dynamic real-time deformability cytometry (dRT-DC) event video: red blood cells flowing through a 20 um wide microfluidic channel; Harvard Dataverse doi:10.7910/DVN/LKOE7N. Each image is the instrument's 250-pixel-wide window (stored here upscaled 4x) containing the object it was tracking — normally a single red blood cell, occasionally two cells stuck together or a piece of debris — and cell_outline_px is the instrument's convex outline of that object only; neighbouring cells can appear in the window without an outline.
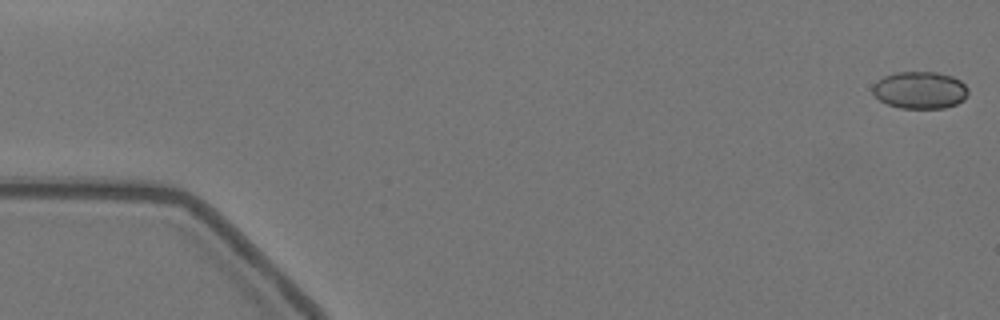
{"species": "Egyptian fruit bat (a non-hibernating species)", "species_latin": "Rousettus aegyptiacus", "temperature_condition": "warm", "stored_images_in_passage": 16, "camera_frame_rate_fps": 3000, "um_per_image_px": 0.085, "animal": {"sex": "female"}, "frame": {"image": 1, "passage_image": 1, "time_ms": 0.0, "image_size_px": [1000, 320], "cell_outline_px": [[968, 92], [964, 100], [956, 104], [944, 108], [900, 108], [888, 104], [880, 100], [872, 92], [872, 88], [876, 80], [884, 76], [896, 72], [936, 72], [952, 76], [960, 80], [968, 88]], "centroid_in_image_um": [78.19, 7.65], "position_along_channel_um": 6.8, "area_um2": 20.75}}
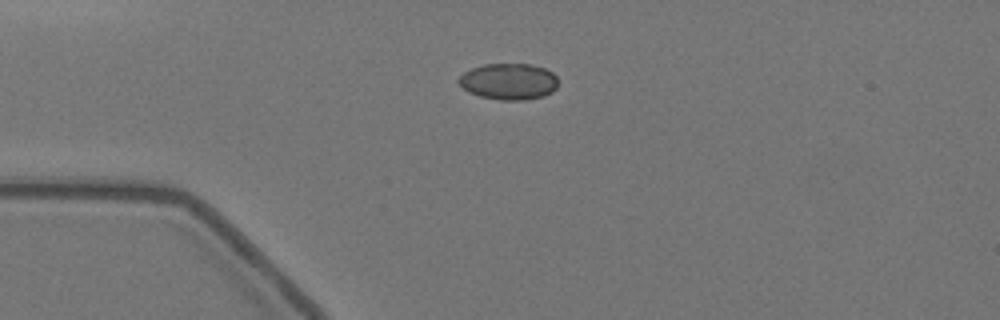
{"frame": {"image": 2, "passage_image": 14, "time_ms": 4.333, "image_size_px": [1000, 320], "cell_outline_px": [[556, 88], [552, 92], [544, 96], [524, 100], [500, 100], [480, 96], [468, 92], [456, 80], [464, 72], [472, 68], [484, 64], [532, 64], [544, 68], [552, 72], [556, 76]], "centroid_in_image_um": [43.23, 6.93], "position_along_channel_um": 41.8, "area_um2": 21.04}}